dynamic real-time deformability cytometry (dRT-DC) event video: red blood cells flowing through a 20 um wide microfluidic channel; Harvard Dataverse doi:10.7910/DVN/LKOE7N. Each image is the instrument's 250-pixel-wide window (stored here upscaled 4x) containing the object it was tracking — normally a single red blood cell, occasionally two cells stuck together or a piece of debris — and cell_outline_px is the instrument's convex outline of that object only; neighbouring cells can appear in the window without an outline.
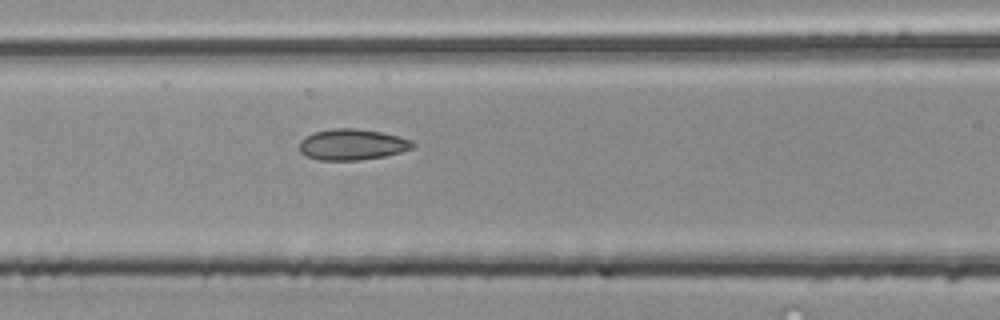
{"species": "common noctule bat (a hibernating species)", "species_latin": "Nyctalus noctula", "temperature_condition": "room temperature", "stored_images_in_passage": 4, "camera_frame_rate_fps": 3000, "um_per_image_px": 0.085, "animal": {"sex": "male", "body_mass_g": 20.4}, "frame": {"image": 1, "passage_image": 4, "time_ms": 1.0, "image_size_px": [1000, 320], "cell_outline_px": [[416, 144], [412, 148], [400, 152], [384, 156], [356, 160], [316, 160], [300, 152], [300, 140], [304, 136], [312, 132], [332, 128], [352, 128], [380, 132], [400, 136], [412, 140]], "centroid_in_image_um": [29.91, 12.27], "position_along_channel_um": 136.7, "area_um2": 20.52}}